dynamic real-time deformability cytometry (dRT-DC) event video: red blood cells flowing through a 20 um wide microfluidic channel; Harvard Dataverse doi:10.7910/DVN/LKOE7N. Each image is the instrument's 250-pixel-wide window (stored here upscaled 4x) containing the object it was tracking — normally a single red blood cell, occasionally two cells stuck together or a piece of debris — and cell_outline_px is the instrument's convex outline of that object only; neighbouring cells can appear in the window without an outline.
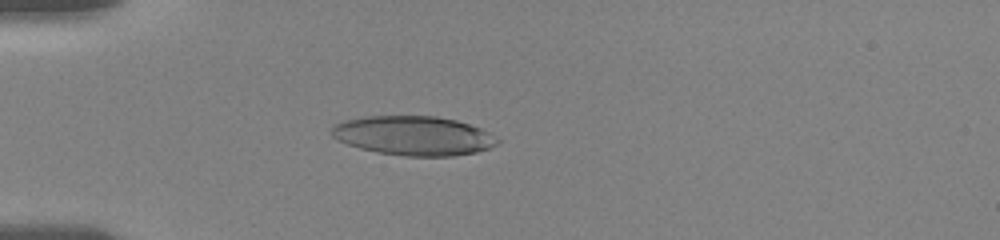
{"species": "human", "species_latin": "Homo sapiens", "temperature_condition": "room temperature", "stored_images_in_passage": 11, "camera_frame_rate_fps": 3000, "um_per_image_px": 0.085, "donor": {"sex": "female"}, "frame": {"image": 1, "passage_image": 2, "time_ms": 0.333, "image_size_px": [1000, 240], "cell_outline_px": [[500, 140], [496, 144], [488, 148], [476, 152], [452, 156], [404, 156], [376, 152], [360, 148], [336, 140], [332, 136], [332, 128], [336, 124], [344, 120], [364, 116], [436, 116], [456, 120], [480, 128], [488, 132]], "centroid_in_image_um": [35.13, 11.53], "position_along_channel_um": 49.9, "area_um2": 37.86}}
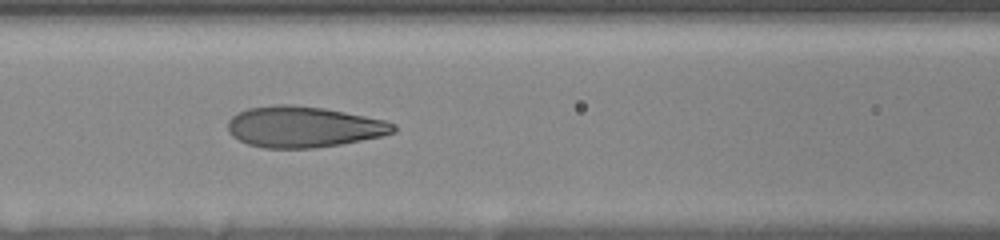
{"frame": {"image": 2, "passage_image": 9, "time_ms": 3.333, "image_size_px": [1000, 240], "cell_outline_px": [[396, 132], [380, 136], [340, 144], [312, 148], [264, 148], [248, 144], [232, 136], [228, 132], [228, 120], [232, 116], [248, 108], [276, 104], [292, 104], [324, 108], [384, 120], [396, 124]], "centroid_in_image_um": [25.78, 10.78], "position_along_channel_um": 140.8, "area_um2": 39.42}}
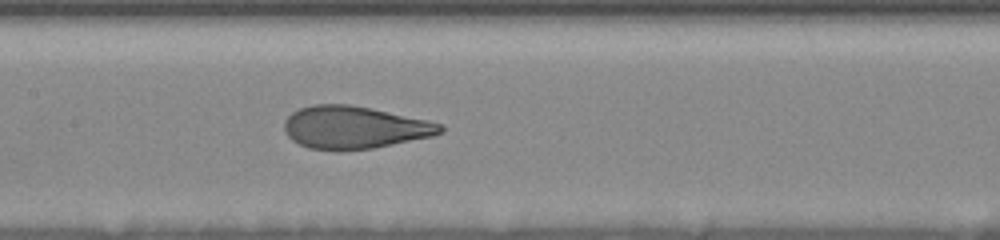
{"frame": {"image": 3, "passage_image": 11, "time_ms": 4.333, "image_size_px": [1000, 240], "cell_outline_px": [[444, 132], [432, 136], [372, 148], [340, 152], [308, 148], [292, 140], [284, 132], [284, 120], [292, 112], [300, 108], [312, 104], [348, 104], [372, 108], [428, 120], [440, 124], [444, 128]], "centroid_in_image_um": [30.08, 10.84], "position_along_channel_um": 177.3, "area_um2": 39.02}}